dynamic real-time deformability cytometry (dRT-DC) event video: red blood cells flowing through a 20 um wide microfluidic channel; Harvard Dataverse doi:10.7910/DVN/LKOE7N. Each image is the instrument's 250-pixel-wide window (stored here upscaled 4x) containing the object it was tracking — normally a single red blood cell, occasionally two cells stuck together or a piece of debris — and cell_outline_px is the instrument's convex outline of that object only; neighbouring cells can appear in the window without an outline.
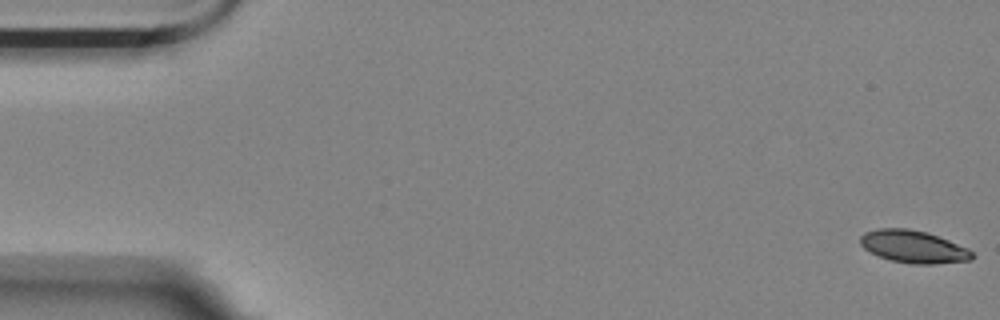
{"species": "Egyptian fruit bat (a non-hibernating species)", "species_latin": "Rousettus aegyptiacus", "temperature_condition": "room temperature", "stored_images_in_passage": 8, "segment_of_instrument_passage": [1, 2], "camera_frame_rate_fps": 3000, "um_per_image_px": 0.085, "animal": {"sex": "female"}, "frame": {"image": 1, "passage_image": 1, "time_ms": 0.0, "image_size_px": [1000, 320], "cell_outline_px": [[972, 260], [936, 264], [912, 264], [892, 260], [880, 256], [864, 248], [860, 244], [860, 236], [864, 232], [880, 228], [908, 228], [924, 232], [948, 240], [968, 248], [972, 252]], "centroid_in_image_um": [77.63, 20.97], "position_along_channel_um": 7.4, "area_um2": 20.92}}
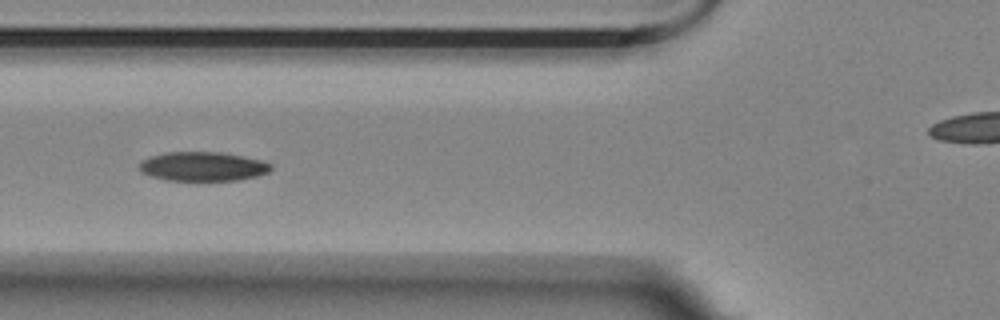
{"frame": {"image": 2, "passage_image": 7, "time_ms": 6.667, "image_size_px": [1000, 320], "cell_outline_px": [[272, 168], [268, 172], [256, 176], [236, 180], [164, 180], [140, 172], [140, 160], [164, 152], [220, 152], [244, 156], [260, 160], [272, 164]], "centroid_in_image_um": [17.22, 14.14], "position_along_channel_um": 108.6, "area_um2": 22.31}}